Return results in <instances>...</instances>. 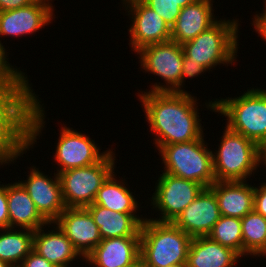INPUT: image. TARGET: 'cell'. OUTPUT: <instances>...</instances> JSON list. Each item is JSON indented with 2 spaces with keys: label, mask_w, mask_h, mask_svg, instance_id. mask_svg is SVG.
Instances as JSON below:
<instances>
[{
  "label": "cell",
  "mask_w": 266,
  "mask_h": 267,
  "mask_svg": "<svg viewBox=\"0 0 266 267\" xmlns=\"http://www.w3.org/2000/svg\"><path fill=\"white\" fill-rule=\"evenodd\" d=\"M145 121L153 134L155 148L201 138V124L196 96L180 92H138Z\"/></svg>",
  "instance_id": "1"
},
{
  "label": "cell",
  "mask_w": 266,
  "mask_h": 267,
  "mask_svg": "<svg viewBox=\"0 0 266 267\" xmlns=\"http://www.w3.org/2000/svg\"><path fill=\"white\" fill-rule=\"evenodd\" d=\"M34 90L0 89V167L34 148L45 130V106Z\"/></svg>",
  "instance_id": "2"
},
{
  "label": "cell",
  "mask_w": 266,
  "mask_h": 267,
  "mask_svg": "<svg viewBox=\"0 0 266 267\" xmlns=\"http://www.w3.org/2000/svg\"><path fill=\"white\" fill-rule=\"evenodd\" d=\"M243 92L239 97L210 99L203 106L225 116V126L258 145L266 137V89L250 87Z\"/></svg>",
  "instance_id": "3"
},
{
  "label": "cell",
  "mask_w": 266,
  "mask_h": 267,
  "mask_svg": "<svg viewBox=\"0 0 266 267\" xmlns=\"http://www.w3.org/2000/svg\"><path fill=\"white\" fill-rule=\"evenodd\" d=\"M239 26V18L218 19L197 37L182 44L184 55L192 62L201 63L209 72L216 70L217 65H235L240 48Z\"/></svg>",
  "instance_id": "4"
},
{
  "label": "cell",
  "mask_w": 266,
  "mask_h": 267,
  "mask_svg": "<svg viewBox=\"0 0 266 267\" xmlns=\"http://www.w3.org/2000/svg\"><path fill=\"white\" fill-rule=\"evenodd\" d=\"M191 239L173 222L146 218L140 229V262L143 267L186 264Z\"/></svg>",
  "instance_id": "5"
},
{
  "label": "cell",
  "mask_w": 266,
  "mask_h": 267,
  "mask_svg": "<svg viewBox=\"0 0 266 267\" xmlns=\"http://www.w3.org/2000/svg\"><path fill=\"white\" fill-rule=\"evenodd\" d=\"M204 136L189 142L160 146L157 150L164 164L161 172L195 181L204 188L212 186L216 182L212 150Z\"/></svg>",
  "instance_id": "6"
},
{
  "label": "cell",
  "mask_w": 266,
  "mask_h": 267,
  "mask_svg": "<svg viewBox=\"0 0 266 267\" xmlns=\"http://www.w3.org/2000/svg\"><path fill=\"white\" fill-rule=\"evenodd\" d=\"M218 150H212L216 181H248L257 173V144L242 134L223 127Z\"/></svg>",
  "instance_id": "7"
},
{
  "label": "cell",
  "mask_w": 266,
  "mask_h": 267,
  "mask_svg": "<svg viewBox=\"0 0 266 267\" xmlns=\"http://www.w3.org/2000/svg\"><path fill=\"white\" fill-rule=\"evenodd\" d=\"M113 149L98 163L60 172L62 196L66 208H86L93 204L95 196L116 170V154Z\"/></svg>",
  "instance_id": "8"
},
{
  "label": "cell",
  "mask_w": 266,
  "mask_h": 267,
  "mask_svg": "<svg viewBox=\"0 0 266 267\" xmlns=\"http://www.w3.org/2000/svg\"><path fill=\"white\" fill-rule=\"evenodd\" d=\"M143 73L160 77L150 90L140 92H180L184 52L182 45L172 40L143 47L136 52ZM150 72V73H149Z\"/></svg>",
  "instance_id": "9"
},
{
  "label": "cell",
  "mask_w": 266,
  "mask_h": 267,
  "mask_svg": "<svg viewBox=\"0 0 266 267\" xmlns=\"http://www.w3.org/2000/svg\"><path fill=\"white\" fill-rule=\"evenodd\" d=\"M154 187L155 191L150 195L152 198L148 199L151 201V209H155L159 217L148 218L160 222H173L204 189L200 183L164 172L160 174Z\"/></svg>",
  "instance_id": "10"
},
{
  "label": "cell",
  "mask_w": 266,
  "mask_h": 267,
  "mask_svg": "<svg viewBox=\"0 0 266 267\" xmlns=\"http://www.w3.org/2000/svg\"><path fill=\"white\" fill-rule=\"evenodd\" d=\"M63 125L58 130L60 134L56 140L58 142L55 143V153L52 155L54 157L53 162H57V168L54 170L57 174L96 164L112 150V148H106L107 150L101 152L102 148H99L98 144L95 143L96 141L88 134L85 135L81 131Z\"/></svg>",
  "instance_id": "11"
},
{
  "label": "cell",
  "mask_w": 266,
  "mask_h": 267,
  "mask_svg": "<svg viewBox=\"0 0 266 267\" xmlns=\"http://www.w3.org/2000/svg\"><path fill=\"white\" fill-rule=\"evenodd\" d=\"M120 3V10L124 7L131 19L128 29L131 51L136 53L143 47L171 40V27L142 0H121Z\"/></svg>",
  "instance_id": "12"
},
{
  "label": "cell",
  "mask_w": 266,
  "mask_h": 267,
  "mask_svg": "<svg viewBox=\"0 0 266 267\" xmlns=\"http://www.w3.org/2000/svg\"><path fill=\"white\" fill-rule=\"evenodd\" d=\"M26 180H18L35 203L37 210L48 221L54 222L66 209L59 175H46L36 165L28 167Z\"/></svg>",
  "instance_id": "13"
},
{
  "label": "cell",
  "mask_w": 266,
  "mask_h": 267,
  "mask_svg": "<svg viewBox=\"0 0 266 267\" xmlns=\"http://www.w3.org/2000/svg\"><path fill=\"white\" fill-rule=\"evenodd\" d=\"M55 5L45 0H36L29 6L0 12V37L33 35L55 20ZM43 28V29H42ZM13 36V37H12ZM1 39V38H0ZM2 39L0 44H3Z\"/></svg>",
  "instance_id": "14"
},
{
  "label": "cell",
  "mask_w": 266,
  "mask_h": 267,
  "mask_svg": "<svg viewBox=\"0 0 266 267\" xmlns=\"http://www.w3.org/2000/svg\"><path fill=\"white\" fill-rule=\"evenodd\" d=\"M220 216L215 193L204 188L173 223L191 238L202 237L210 234Z\"/></svg>",
  "instance_id": "15"
},
{
  "label": "cell",
  "mask_w": 266,
  "mask_h": 267,
  "mask_svg": "<svg viewBox=\"0 0 266 267\" xmlns=\"http://www.w3.org/2000/svg\"><path fill=\"white\" fill-rule=\"evenodd\" d=\"M54 222L82 257H86L102 240L99 227L86 208H66Z\"/></svg>",
  "instance_id": "16"
},
{
  "label": "cell",
  "mask_w": 266,
  "mask_h": 267,
  "mask_svg": "<svg viewBox=\"0 0 266 267\" xmlns=\"http://www.w3.org/2000/svg\"><path fill=\"white\" fill-rule=\"evenodd\" d=\"M46 226L48 229L53 228L48 230ZM33 250L56 267H69L74 261L78 263L79 259H82V256L55 222H49L34 231Z\"/></svg>",
  "instance_id": "17"
},
{
  "label": "cell",
  "mask_w": 266,
  "mask_h": 267,
  "mask_svg": "<svg viewBox=\"0 0 266 267\" xmlns=\"http://www.w3.org/2000/svg\"><path fill=\"white\" fill-rule=\"evenodd\" d=\"M86 257L95 267H134L140 263V236L102 239Z\"/></svg>",
  "instance_id": "18"
},
{
  "label": "cell",
  "mask_w": 266,
  "mask_h": 267,
  "mask_svg": "<svg viewBox=\"0 0 266 267\" xmlns=\"http://www.w3.org/2000/svg\"><path fill=\"white\" fill-rule=\"evenodd\" d=\"M213 0H196L181 9L171 27V40L183 44L197 37L219 18L214 15Z\"/></svg>",
  "instance_id": "19"
},
{
  "label": "cell",
  "mask_w": 266,
  "mask_h": 267,
  "mask_svg": "<svg viewBox=\"0 0 266 267\" xmlns=\"http://www.w3.org/2000/svg\"><path fill=\"white\" fill-rule=\"evenodd\" d=\"M216 196L220 214L243 218L253 211L254 185L246 181H216L209 187Z\"/></svg>",
  "instance_id": "20"
},
{
  "label": "cell",
  "mask_w": 266,
  "mask_h": 267,
  "mask_svg": "<svg viewBox=\"0 0 266 267\" xmlns=\"http://www.w3.org/2000/svg\"><path fill=\"white\" fill-rule=\"evenodd\" d=\"M86 209L99 227L101 239L140 236L141 225L148 216L120 213L96 204H91Z\"/></svg>",
  "instance_id": "21"
},
{
  "label": "cell",
  "mask_w": 266,
  "mask_h": 267,
  "mask_svg": "<svg viewBox=\"0 0 266 267\" xmlns=\"http://www.w3.org/2000/svg\"><path fill=\"white\" fill-rule=\"evenodd\" d=\"M9 228L36 231L49 222L37 210L24 187L17 182L7 184Z\"/></svg>",
  "instance_id": "22"
},
{
  "label": "cell",
  "mask_w": 266,
  "mask_h": 267,
  "mask_svg": "<svg viewBox=\"0 0 266 267\" xmlns=\"http://www.w3.org/2000/svg\"><path fill=\"white\" fill-rule=\"evenodd\" d=\"M243 262L232 249L212 240L208 236L191 239L187 253V267H237Z\"/></svg>",
  "instance_id": "23"
},
{
  "label": "cell",
  "mask_w": 266,
  "mask_h": 267,
  "mask_svg": "<svg viewBox=\"0 0 266 267\" xmlns=\"http://www.w3.org/2000/svg\"><path fill=\"white\" fill-rule=\"evenodd\" d=\"M125 179L122 177L119 179L114 171L98 190L93 204L120 213L139 214L140 200L136 194L133 195L135 192L130 191L133 189L128 187L129 184Z\"/></svg>",
  "instance_id": "24"
},
{
  "label": "cell",
  "mask_w": 266,
  "mask_h": 267,
  "mask_svg": "<svg viewBox=\"0 0 266 267\" xmlns=\"http://www.w3.org/2000/svg\"><path fill=\"white\" fill-rule=\"evenodd\" d=\"M34 231L29 229H0V260L18 267L33 250Z\"/></svg>",
  "instance_id": "25"
},
{
  "label": "cell",
  "mask_w": 266,
  "mask_h": 267,
  "mask_svg": "<svg viewBox=\"0 0 266 267\" xmlns=\"http://www.w3.org/2000/svg\"><path fill=\"white\" fill-rule=\"evenodd\" d=\"M241 230L243 257L260 258L266 250V218L253 210L241 218Z\"/></svg>",
  "instance_id": "26"
},
{
  "label": "cell",
  "mask_w": 266,
  "mask_h": 267,
  "mask_svg": "<svg viewBox=\"0 0 266 267\" xmlns=\"http://www.w3.org/2000/svg\"><path fill=\"white\" fill-rule=\"evenodd\" d=\"M208 237L232 249L243 259L241 218L221 215Z\"/></svg>",
  "instance_id": "27"
},
{
  "label": "cell",
  "mask_w": 266,
  "mask_h": 267,
  "mask_svg": "<svg viewBox=\"0 0 266 267\" xmlns=\"http://www.w3.org/2000/svg\"><path fill=\"white\" fill-rule=\"evenodd\" d=\"M5 45L0 44V89L3 90H33L28 75L9 62V52ZM20 69V70H19ZM27 75V76H26Z\"/></svg>",
  "instance_id": "28"
},
{
  "label": "cell",
  "mask_w": 266,
  "mask_h": 267,
  "mask_svg": "<svg viewBox=\"0 0 266 267\" xmlns=\"http://www.w3.org/2000/svg\"><path fill=\"white\" fill-rule=\"evenodd\" d=\"M146 5L158 13L163 20L172 27L181 11V7L175 0H142Z\"/></svg>",
  "instance_id": "29"
},
{
  "label": "cell",
  "mask_w": 266,
  "mask_h": 267,
  "mask_svg": "<svg viewBox=\"0 0 266 267\" xmlns=\"http://www.w3.org/2000/svg\"><path fill=\"white\" fill-rule=\"evenodd\" d=\"M182 67L180 93H190V91L183 89L186 88L185 82L187 78L192 80L195 77L197 79V77L209 72L201 63L192 62L185 55L183 57Z\"/></svg>",
  "instance_id": "30"
},
{
  "label": "cell",
  "mask_w": 266,
  "mask_h": 267,
  "mask_svg": "<svg viewBox=\"0 0 266 267\" xmlns=\"http://www.w3.org/2000/svg\"><path fill=\"white\" fill-rule=\"evenodd\" d=\"M255 184L253 210L266 218V182Z\"/></svg>",
  "instance_id": "31"
},
{
  "label": "cell",
  "mask_w": 266,
  "mask_h": 267,
  "mask_svg": "<svg viewBox=\"0 0 266 267\" xmlns=\"http://www.w3.org/2000/svg\"><path fill=\"white\" fill-rule=\"evenodd\" d=\"M0 181V229L9 228L7 184Z\"/></svg>",
  "instance_id": "32"
},
{
  "label": "cell",
  "mask_w": 266,
  "mask_h": 267,
  "mask_svg": "<svg viewBox=\"0 0 266 267\" xmlns=\"http://www.w3.org/2000/svg\"><path fill=\"white\" fill-rule=\"evenodd\" d=\"M18 267H56L47 259L32 250Z\"/></svg>",
  "instance_id": "33"
},
{
  "label": "cell",
  "mask_w": 266,
  "mask_h": 267,
  "mask_svg": "<svg viewBox=\"0 0 266 267\" xmlns=\"http://www.w3.org/2000/svg\"><path fill=\"white\" fill-rule=\"evenodd\" d=\"M36 0H0V12L26 7Z\"/></svg>",
  "instance_id": "34"
},
{
  "label": "cell",
  "mask_w": 266,
  "mask_h": 267,
  "mask_svg": "<svg viewBox=\"0 0 266 267\" xmlns=\"http://www.w3.org/2000/svg\"><path fill=\"white\" fill-rule=\"evenodd\" d=\"M257 151H258V167L261 168L263 171L261 172H266V137L257 145ZM261 165V166H260Z\"/></svg>",
  "instance_id": "35"
},
{
  "label": "cell",
  "mask_w": 266,
  "mask_h": 267,
  "mask_svg": "<svg viewBox=\"0 0 266 267\" xmlns=\"http://www.w3.org/2000/svg\"><path fill=\"white\" fill-rule=\"evenodd\" d=\"M263 3H264L263 5L264 9L262 10L261 14L260 12L259 13L255 12V15L252 16L253 18H251L252 19L251 24H266V0H263Z\"/></svg>",
  "instance_id": "36"
},
{
  "label": "cell",
  "mask_w": 266,
  "mask_h": 267,
  "mask_svg": "<svg viewBox=\"0 0 266 267\" xmlns=\"http://www.w3.org/2000/svg\"><path fill=\"white\" fill-rule=\"evenodd\" d=\"M254 32H256L260 38L266 42V24H252Z\"/></svg>",
  "instance_id": "37"
},
{
  "label": "cell",
  "mask_w": 266,
  "mask_h": 267,
  "mask_svg": "<svg viewBox=\"0 0 266 267\" xmlns=\"http://www.w3.org/2000/svg\"><path fill=\"white\" fill-rule=\"evenodd\" d=\"M175 1L179 4L181 8H184L185 6L190 5L196 0H175Z\"/></svg>",
  "instance_id": "38"
},
{
  "label": "cell",
  "mask_w": 266,
  "mask_h": 267,
  "mask_svg": "<svg viewBox=\"0 0 266 267\" xmlns=\"http://www.w3.org/2000/svg\"><path fill=\"white\" fill-rule=\"evenodd\" d=\"M80 261H85L86 264H88V266L90 265V267H95L93 265V263L87 258V257H82V260L80 259ZM75 264L73 263V265L71 264L69 267H73ZM81 267H84V266H81Z\"/></svg>",
  "instance_id": "39"
},
{
  "label": "cell",
  "mask_w": 266,
  "mask_h": 267,
  "mask_svg": "<svg viewBox=\"0 0 266 267\" xmlns=\"http://www.w3.org/2000/svg\"><path fill=\"white\" fill-rule=\"evenodd\" d=\"M0 267H12V266H10L8 263L0 260Z\"/></svg>",
  "instance_id": "40"
},
{
  "label": "cell",
  "mask_w": 266,
  "mask_h": 267,
  "mask_svg": "<svg viewBox=\"0 0 266 267\" xmlns=\"http://www.w3.org/2000/svg\"><path fill=\"white\" fill-rule=\"evenodd\" d=\"M170 267H187L186 264H181V265H174V266H170Z\"/></svg>",
  "instance_id": "41"
},
{
  "label": "cell",
  "mask_w": 266,
  "mask_h": 267,
  "mask_svg": "<svg viewBox=\"0 0 266 267\" xmlns=\"http://www.w3.org/2000/svg\"><path fill=\"white\" fill-rule=\"evenodd\" d=\"M134 267H143V266H142V264H141V262H140L139 264H137V265L134 266Z\"/></svg>",
  "instance_id": "42"
},
{
  "label": "cell",
  "mask_w": 266,
  "mask_h": 267,
  "mask_svg": "<svg viewBox=\"0 0 266 267\" xmlns=\"http://www.w3.org/2000/svg\"><path fill=\"white\" fill-rule=\"evenodd\" d=\"M264 256L266 257V250L260 257H264Z\"/></svg>",
  "instance_id": "43"
},
{
  "label": "cell",
  "mask_w": 266,
  "mask_h": 267,
  "mask_svg": "<svg viewBox=\"0 0 266 267\" xmlns=\"http://www.w3.org/2000/svg\"><path fill=\"white\" fill-rule=\"evenodd\" d=\"M45 1H48V2H50V3H54V2H53L54 0H45Z\"/></svg>",
  "instance_id": "44"
}]
</instances>
